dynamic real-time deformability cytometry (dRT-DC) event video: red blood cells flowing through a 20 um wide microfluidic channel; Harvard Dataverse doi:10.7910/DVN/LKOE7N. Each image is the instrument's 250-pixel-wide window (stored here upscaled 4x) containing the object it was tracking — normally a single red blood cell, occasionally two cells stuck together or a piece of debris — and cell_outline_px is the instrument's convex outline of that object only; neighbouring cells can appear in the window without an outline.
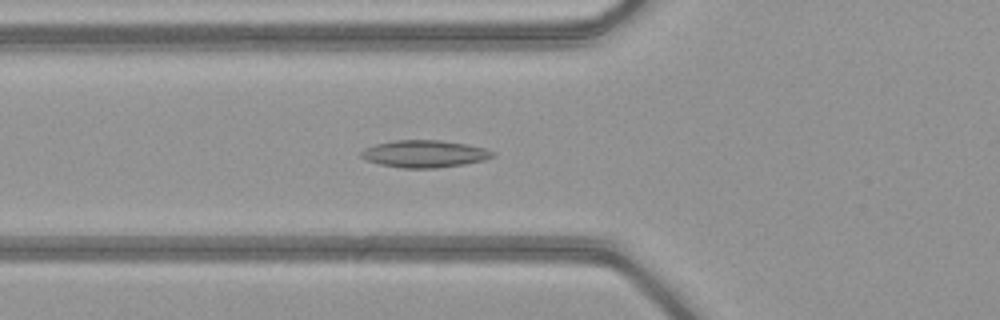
{"species": "common noctule bat (a hibernating species)", "species_latin": "Nyctalus noctula", "temperature_condition": "warm", "stored_images_in_passage": 52, "camera_frame_rate_fps": 3000, "um_per_image_px": 0.085, "animal": {"sex": "female", "body_mass_g": 21.9}, "frame": {"image": 1, "passage_image": 20, "time_ms": 6.333, "image_size_px": [1000, 320], "cell_outline_px": [[496, 156], [484, 160], [464, 164], [436, 168], [400, 168], [380, 164], [368, 160], [360, 156], [360, 152], [364, 148], [376, 144], [396, 140], [440, 140], [468, 144], [484, 148], [496, 152]], "centroid_in_image_um": [36.11, 13.07], "position_along_channel_um": 89.7, "area_um2": 20.92}}
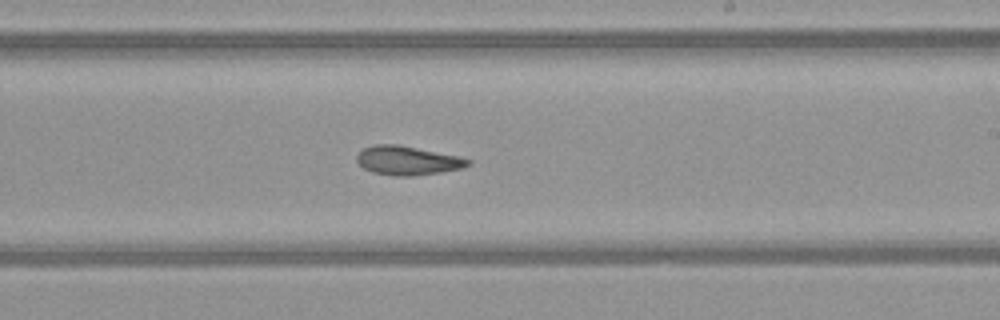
{"frame": {"image": 2, "passage_image": 32, "time_ms": 10.333, "image_size_px": [1000, 320], "cell_outline_px": [[472, 164], [460, 168], [440, 172], [412, 176], [396, 176], [372, 172], [364, 168], [356, 160], [356, 156], [364, 148], [372, 144], [400, 144], [460, 156], [472, 160]], "centroid_in_image_um": [34.65, 13.63], "position_along_channel_um": 254.3, "area_um2": 18.9}}
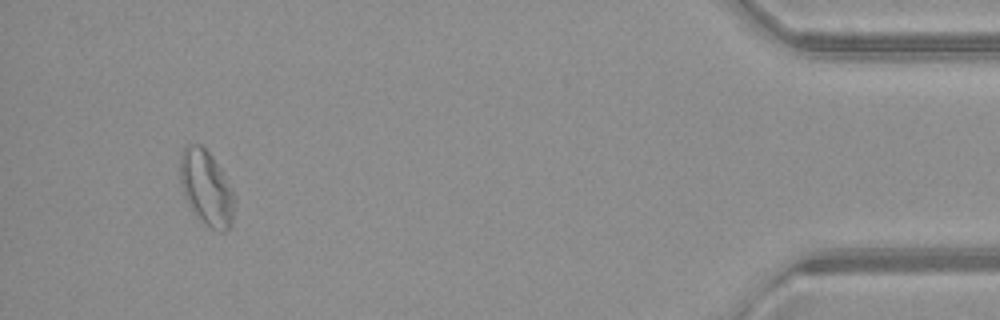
{"frame": {"image": 3, "passage_image": 49, "time_ms": 16.0, "image_size_px": [1000, 320], "cell_outline_px": [[236, 200], [232, 220], [228, 232], [220, 232], [212, 228], [200, 220], [192, 212], [184, 196], [180, 180], [180, 152], [188, 144], [200, 144], [212, 156], [220, 168], [236, 196]], "centroid_in_image_um": [17.55, 15.99], "position_along_channel_um": 417.7, "area_um2": 23.99}, "authors_computed_cell_mechanics": {"area_um2": 20.519, "velocity_mm_per_s": 4.0971, "shape_relaxation_time_tau1_ms": null, "shape_relaxation_time_tau2_ms": 5.6408, "deformation_change_tau1": null, "deformation_change_tau2": 0.1408}}